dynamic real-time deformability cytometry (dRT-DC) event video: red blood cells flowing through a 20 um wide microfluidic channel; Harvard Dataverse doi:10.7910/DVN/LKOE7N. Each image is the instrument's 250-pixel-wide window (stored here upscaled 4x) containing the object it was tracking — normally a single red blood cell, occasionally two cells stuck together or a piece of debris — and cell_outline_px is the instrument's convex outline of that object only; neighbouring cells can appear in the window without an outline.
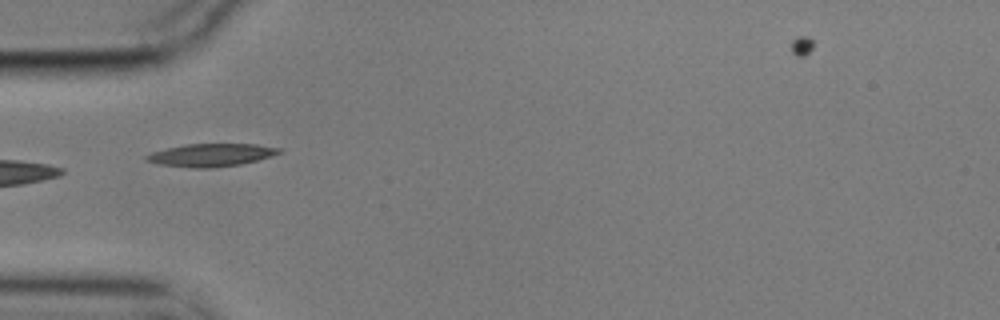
{"species": "common noctule bat (a hibernating species)", "species_latin": "Nyctalus noctula", "temperature_condition": "cold", "stored_images_in_passage": 25, "camera_frame_rate_fps": 3000, "um_per_image_px": 0.085, "animal": {"sex": "male", "body_mass_g": 17.9}, "frame": {"image": 1, "passage_image": 1, "time_ms": 0.0, "image_size_px": [1000, 320], "cell_outline_px": [[284, 152], [256, 160], [240, 164], [212, 168], [192, 168], [160, 164], [144, 160], [144, 156], [152, 152], [184, 144], [256, 144], [280, 148]], "centroid_in_image_um": [17.93, 13.17], "position_along_channel_um": 67.1, "area_um2": 17.57}}